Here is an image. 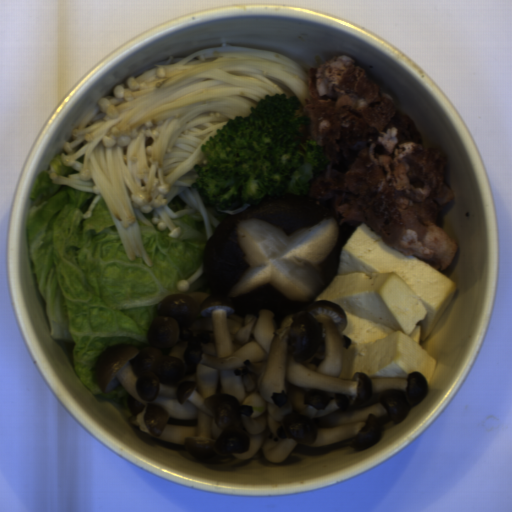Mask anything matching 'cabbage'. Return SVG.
Segmentation results:
<instances>
[{
  "label": "cabbage",
  "instance_id": "cabbage-1",
  "mask_svg": "<svg viewBox=\"0 0 512 512\" xmlns=\"http://www.w3.org/2000/svg\"><path fill=\"white\" fill-rule=\"evenodd\" d=\"M74 172L79 171L67 167L60 153L39 173L29 202L27 262L52 338L73 344L77 379L91 394L125 406L129 395L122 384L111 393L96 385V360L113 344L149 347L148 332L162 300L207 285L204 270L187 292L177 286L205 263L206 226L193 217L170 218L180 229L178 238H171L170 228L160 230L138 218L152 265L142 257L131 261L103 198L84 218L96 193L49 178Z\"/></svg>",
  "mask_w": 512,
  "mask_h": 512
}]
</instances>
